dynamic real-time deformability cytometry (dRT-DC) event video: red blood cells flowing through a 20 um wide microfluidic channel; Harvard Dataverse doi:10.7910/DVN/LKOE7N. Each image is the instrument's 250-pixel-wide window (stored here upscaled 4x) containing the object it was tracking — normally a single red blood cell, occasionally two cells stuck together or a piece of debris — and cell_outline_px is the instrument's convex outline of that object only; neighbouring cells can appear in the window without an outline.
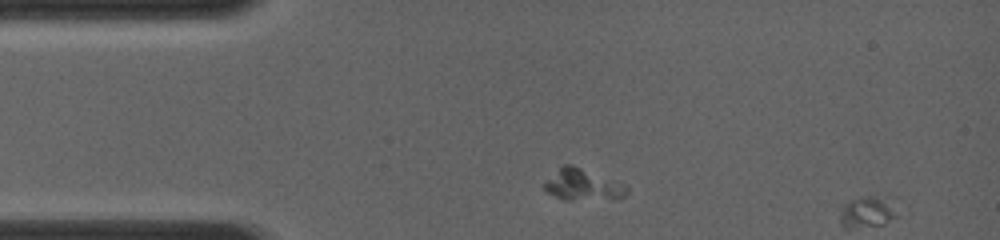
{"species": "common noctule bat (a hibernating species)", "species_latin": "Nyctalus noctula", "temperature_condition": "room temperature", "stored_images_in_passage": 2, "segment_of_instrument_passage": [2, 2], "camera_frame_rate_fps": 4000, "um_per_image_px": 0.085, "animal": {"sex": "female", "body_mass_g": 19.0, "forearm_length_mm": 56.7}, "frame": {"image": 1, "passage_image": 2, "time_ms": 0.25, "image_size_px": [1000, 240], "cell_outline_px": [[900, 216], [884, 224], [844, 224], [840, 220], [840, 216], [844, 204], [852, 200], [868, 196], [896, 196]], "centroid_in_image_um": [73.98, 17.9], "position_along_channel_um": 11.0, "area_um2": 10.35}}